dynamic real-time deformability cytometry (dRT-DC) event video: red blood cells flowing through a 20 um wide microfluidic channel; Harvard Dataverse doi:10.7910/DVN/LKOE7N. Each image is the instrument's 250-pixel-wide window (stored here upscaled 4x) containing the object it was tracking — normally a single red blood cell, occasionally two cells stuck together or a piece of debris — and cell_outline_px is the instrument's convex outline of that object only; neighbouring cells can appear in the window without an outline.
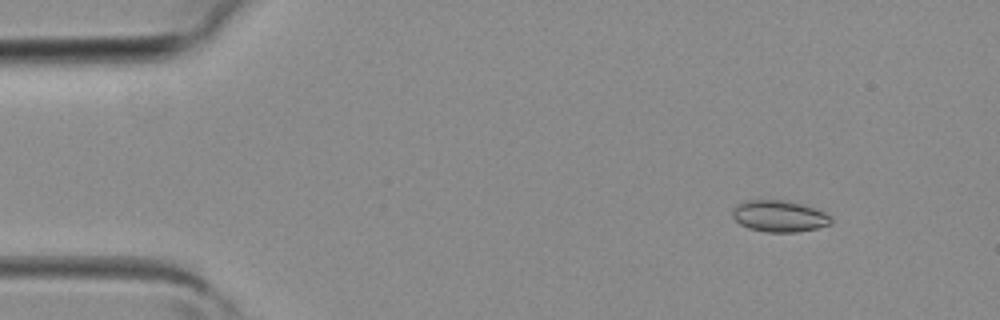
{"species": "common noctule bat (a hibernating species)", "species_latin": "Nyctalus noctula", "temperature_condition": "room temperature", "stored_images_in_passage": 4, "camera_frame_rate_fps": 3000, "um_per_image_px": 0.085, "animal": {"sex": "female", "body_mass_g": 19.3, "forearm_length_mm": 54.1}, "frame": {"image": 1, "passage_image": 2, "time_ms": 0.333, "image_size_px": [1000, 320], "cell_outline_px": [[832, 224], [816, 228], [796, 232], [764, 232], [748, 228], [740, 224], [732, 216], [732, 212], [736, 204], [744, 200], [784, 200], [804, 204], [824, 212], [832, 216]], "centroid_in_image_um": [66.24, 18.37], "position_along_channel_um": 18.8, "area_um2": 18.26}}
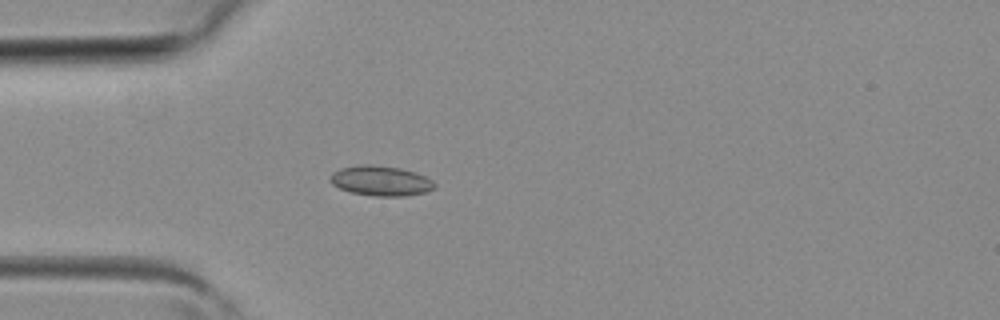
{"frame": {"image": 2, "passage_image": 4, "time_ms": 1.0, "image_size_px": [1000, 320], "cell_outline_px": [[436, 188], [424, 192], [404, 196], [376, 196], [352, 192], [340, 188], [332, 184], [332, 172], [340, 168], [360, 164], [368, 164], [400, 168], [416, 172], [432, 180], [436, 184]], "centroid_in_image_um": [32.39, 15.36], "position_along_channel_um": 52.6, "area_um2": 18.09}}